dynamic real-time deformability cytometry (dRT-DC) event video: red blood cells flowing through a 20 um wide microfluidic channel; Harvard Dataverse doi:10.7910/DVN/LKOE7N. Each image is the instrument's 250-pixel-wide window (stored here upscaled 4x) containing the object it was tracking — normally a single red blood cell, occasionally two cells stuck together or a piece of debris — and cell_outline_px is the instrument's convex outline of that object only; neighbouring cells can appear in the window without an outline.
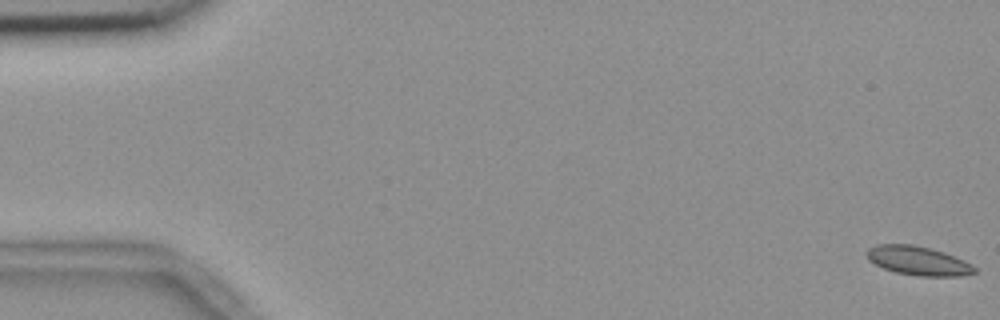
{"species": "common noctule bat (a hibernating species)", "species_latin": "Nyctalus noctula", "temperature_condition": "room temperature", "stored_images_in_passage": 56, "camera_frame_rate_fps": 3000, "um_per_image_px": 0.085, "animal": {"sex": "female", "body_mass_g": 18.4}, "frame": {"image": 1, "passage_image": 1, "time_ms": 0.0, "image_size_px": [1000, 320], "cell_outline_px": [[976, 272], [960, 276], [920, 276], [896, 272], [884, 268], [868, 260], [868, 248], [876, 244], [912, 244], [932, 248], [944, 252], [964, 260], [972, 264], [976, 268]], "centroid_in_image_um": [78.06, 22.15], "position_along_channel_um": 6.9, "area_um2": 18.15}}
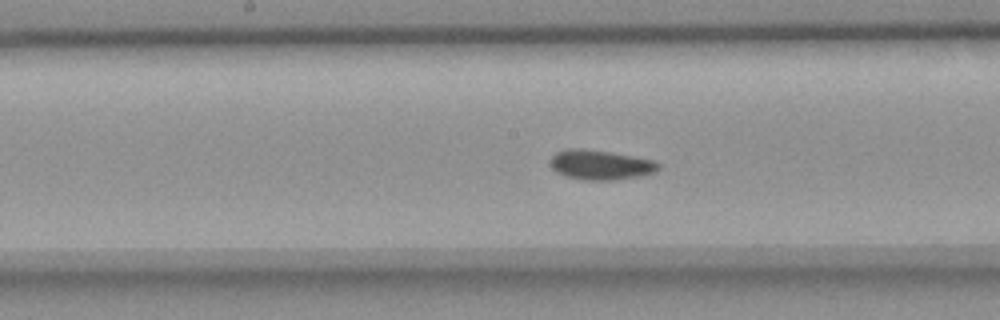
{"frame": {"image": 2, "passage_image": 29, "time_ms": 9.333, "image_size_px": [1000, 320], "cell_outline_px": [[660, 168], [656, 172], [644, 176], [612, 180], [580, 180], [556, 172], [552, 168], [548, 160], [556, 152], [568, 148], [584, 148], [656, 160], [660, 164]], "centroid_in_image_um": [51.06, 14.01], "position_along_channel_um": 197.1, "area_um2": 19.02}}
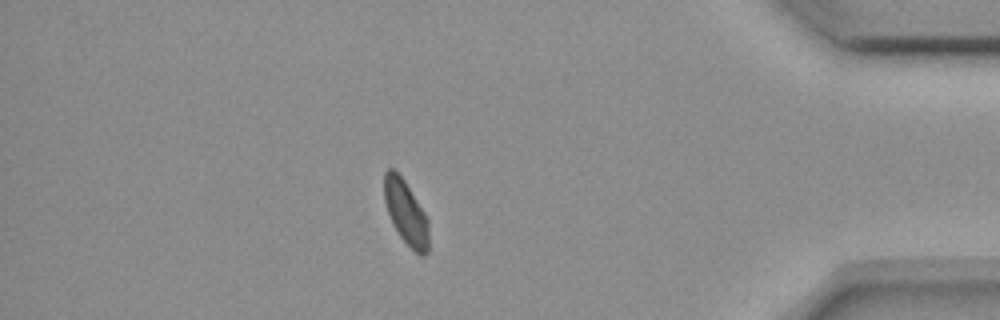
{"frame": {"image": 3, "passage_image": 49, "time_ms": 16.0, "image_size_px": [1000, 320], "cell_outline_px": [[428, 252], [424, 256], [420, 256], [400, 236], [392, 224], [384, 200], [384, 172], [388, 168], [392, 168], [404, 180], [428, 216]], "centroid_in_image_um": [34.51, 18.06], "position_along_channel_um": 400.7, "area_um2": 16.65}}